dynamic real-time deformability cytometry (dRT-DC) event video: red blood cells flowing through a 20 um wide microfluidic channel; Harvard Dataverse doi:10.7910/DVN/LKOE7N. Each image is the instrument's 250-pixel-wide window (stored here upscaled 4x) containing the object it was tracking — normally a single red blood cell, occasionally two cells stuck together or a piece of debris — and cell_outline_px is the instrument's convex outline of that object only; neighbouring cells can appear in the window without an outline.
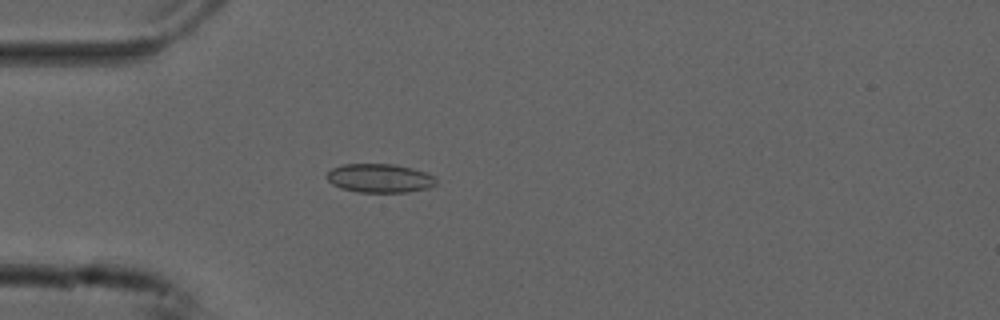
{"species": "common noctule bat (a hibernating species)", "species_latin": "Nyctalus noctula", "temperature_condition": "cold", "stored_images_in_passage": 6, "camera_frame_rate_fps": 3000, "um_per_image_px": 0.085, "animal": {"sex": "male", "forearm_length_mm": 52.5}, "frame": {"image": 1, "passage_image": 3, "time_ms": 0.667, "image_size_px": [1000, 320], "cell_outline_px": [[436, 184], [428, 188], [408, 192], [356, 192], [340, 188], [332, 184], [324, 176], [332, 168], [344, 164], [396, 164], [412, 168], [424, 172], [432, 176], [436, 180]], "centroid_in_image_um": [32.23, 15.15], "position_along_channel_um": 52.8, "area_um2": 18.38}}